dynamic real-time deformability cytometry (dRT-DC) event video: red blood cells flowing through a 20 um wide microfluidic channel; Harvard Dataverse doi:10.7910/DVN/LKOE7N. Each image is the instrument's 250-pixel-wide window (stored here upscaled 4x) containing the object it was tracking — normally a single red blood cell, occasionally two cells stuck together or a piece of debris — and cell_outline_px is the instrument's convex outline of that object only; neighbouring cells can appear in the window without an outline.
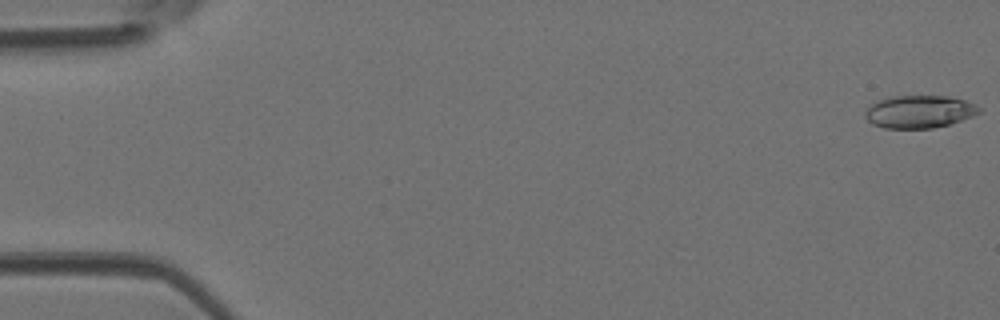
{"species": "Egyptian fruit bat (a non-hibernating species)", "species_latin": "Rousettus aegyptiacus", "temperature_condition": "room temperature", "stored_images_in_passage": 46, "camera_frame_rate_fps": 3000, "um_per_image_px": 0.085, "animal": {"sex": "female"}, "frame": {"image": 1, "passage_image": 1, "time_ms": 0.0, "image_size_px": [1000, 320], "cell_outline_px": [[980, 112], [972, 116], [948, 124], [932, 128], [884, 128], [872, 124], [864, 116], [864, 112], [872, 104], [888, 96], [948, 96], [964, 100], [980, 108]], "centroid_in_image_um": [78.1, 9.49], "position_along_channel_um": 6.9, "area_um2": 21.44}}
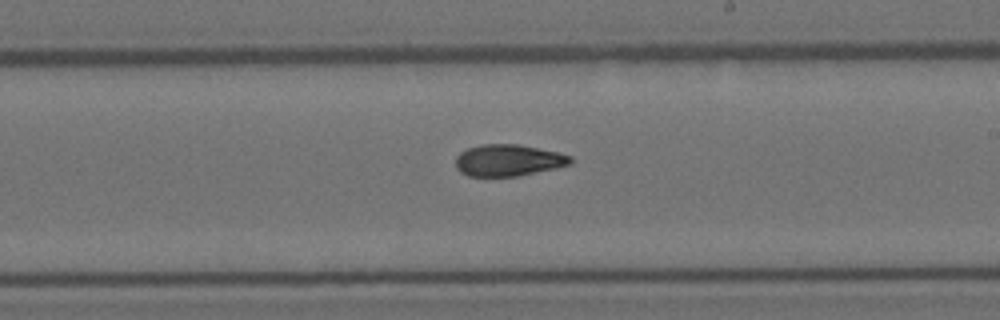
{"frame": {"image": 2, "passage_image": 27, "time_ms": 8.667, "image_size_px": [1000, 320], "cell_outline_px": [[572, 164], [556, 168], [516, 176], [468, 176], [460, 172], [456, 168], [456, 156], [460, 152], [468, 148], [484, 144], [516, 144], [560, 152], [572, 156]], "centroid_in_image_um": [43.22, 13.62], "position_along_channel_um": 245.8, "area_um2": 21.21}}
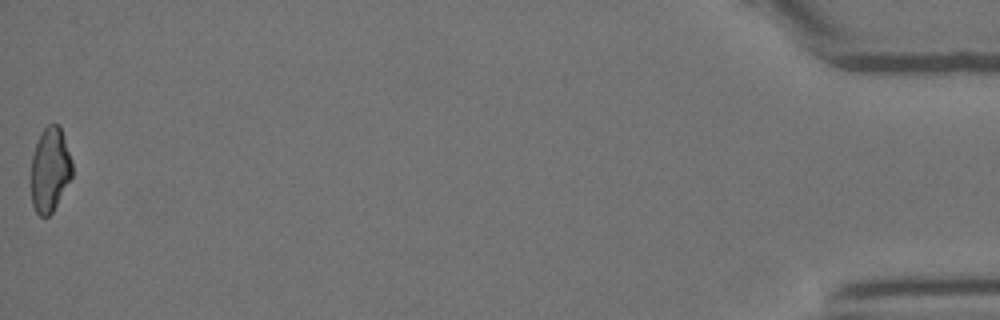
{"frame": {"image": 3, "passage_image": 46, "time_ms": 15.0, "image_size_px": [1000, 320], "cell_outline_px": [[72, 176], [52, 212], [48, 216], [40, 216], [36, 212], [32, 204], [32, 156], [36, 144], [44, 128], [48, 124], [60, 124], [72, 160]], "centroid_in_image_um": [4.26, 14.4], "position_along_channel_um": 430.9, "area_um2": 20.0}}